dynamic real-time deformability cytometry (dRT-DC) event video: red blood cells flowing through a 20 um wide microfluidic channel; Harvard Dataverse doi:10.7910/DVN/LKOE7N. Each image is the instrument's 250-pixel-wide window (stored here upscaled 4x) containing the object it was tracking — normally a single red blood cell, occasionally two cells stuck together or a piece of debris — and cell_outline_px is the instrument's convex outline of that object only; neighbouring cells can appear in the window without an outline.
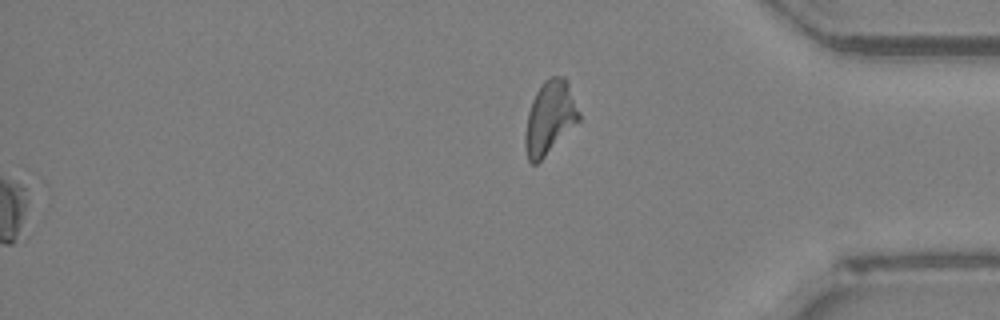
{"species": "Egyptian fruit bat (a non-hibernating species)", "species_latin": "Rousettus aegyptiacus", "temperature_condition": "room temperature", "stored_images_in_passage": 50, "segment_of_instrument_passage": [2, 2], "camera_frame_rate_fps": 3000, "um_per_image_px": 0.085, "animal": {"sex": "female"}, "frame": {"image": 1, "passage_image": 50, "time_ms": 16.333, "image_size_px": [1000, 320], "cell_outline_px": [[580, 120], [536, 164], [532, 164], [528, 160], [524, 144], [524, 136], [528, 112], [532, 100], [536, 92], [544, 80], [552, 76], [564, 76], [568, 80], [580, 112]], "centroid_in_image_um": [46.73, 9.96], "position_along_channel_um": 388.5, "area_um2": 22.89}}